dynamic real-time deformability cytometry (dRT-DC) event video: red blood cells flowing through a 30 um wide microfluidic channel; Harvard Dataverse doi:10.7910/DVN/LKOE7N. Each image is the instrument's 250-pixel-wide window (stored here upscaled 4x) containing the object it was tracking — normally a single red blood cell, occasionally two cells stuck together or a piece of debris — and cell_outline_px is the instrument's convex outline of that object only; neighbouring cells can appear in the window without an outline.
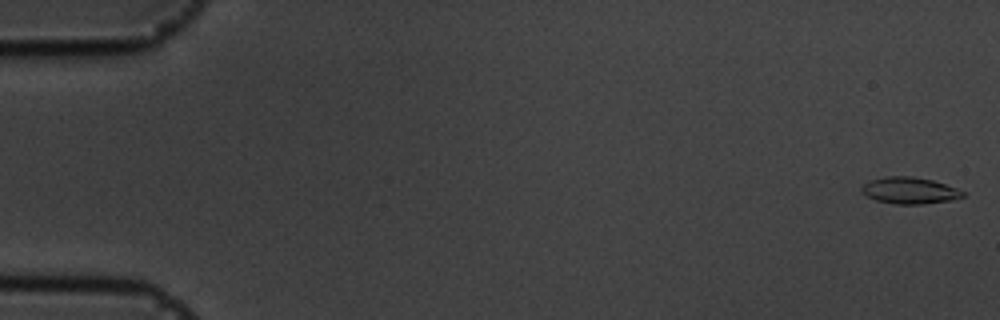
{"species": "common noctule bat (a hibernating species)", "species_latin": "Nyctalus noctula", "temperature_condition": "cold", "stored_images_in_passage": 56, "camera_frame_rate_fps": 3000, "um_per_image_px": 0.085, "animal": {"sex": "male", "body_mass_g": 19.5, "forearm_length_mm": 54.6}, "frame": {"image": 1, "passage_image": 1, "time_ms": 0.0, "image_size_px": [1000, 320], "cell_outline_px": [[964, 196], [952, 200], [920, 204], [896, 204], [876, 200], [860, 192], [860, 188], [868, 180], [888, 176], [912, 176], [932, 180], [956, 188], [964, 192]], "centroid_in_image_um": [77.28, 16.19], "position_along_channel_um": 7.7, "area_um2": 15.61}}
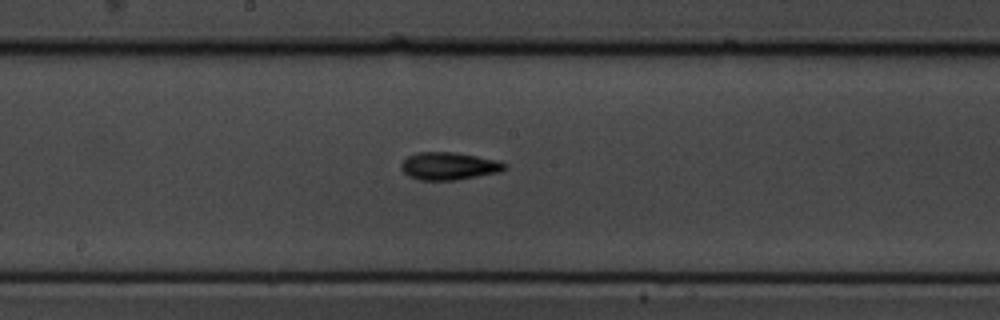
{"frame": {"image": 2, "passage_image": 30, "time_ms": 9.667, "image_size_px": [1000, 320], "cell_outline_px": [[508, 168], [500, 172], [456, 180], [420, 180], [408, 176], [400, 168], [400, 164], [408, 156], [420, 152], [456, 152], [496, 160], [508, 164]], "centroid_in_image_um": [38.17, 14.12], "position_along_channel_um": 210.0, "area_um2": 16.7}}
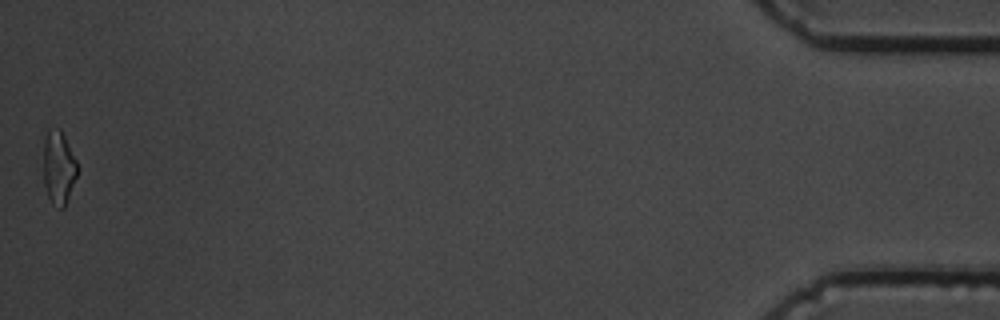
{"frame": {"image": 3, "passage_image": 56, "time_ms": 18.333, "image_size_px": [1000, 320], "cell_outline_px": [[80, 168], [64, 208], [60, 208], [52, 204], [48, 196], [44, 184], [44, 140], [48, 128], [60, 128]], "centroid_in_image_um": [5.0, 14.24], "position_along_channel_um": 430.2, "area_um2": 14.57}, "authors_computed_cell_mechanics": {"area_um2": 15.3748, "velocity_mm_per_s": 3.6011, "shape_relaxation_time_tau1_ms": 4.8839, "shape_relaxation_time_tau2_ms": 4.5074, "deformation_change_tau1": 0.1443, "deformation_change_tau2": 0.1198}}